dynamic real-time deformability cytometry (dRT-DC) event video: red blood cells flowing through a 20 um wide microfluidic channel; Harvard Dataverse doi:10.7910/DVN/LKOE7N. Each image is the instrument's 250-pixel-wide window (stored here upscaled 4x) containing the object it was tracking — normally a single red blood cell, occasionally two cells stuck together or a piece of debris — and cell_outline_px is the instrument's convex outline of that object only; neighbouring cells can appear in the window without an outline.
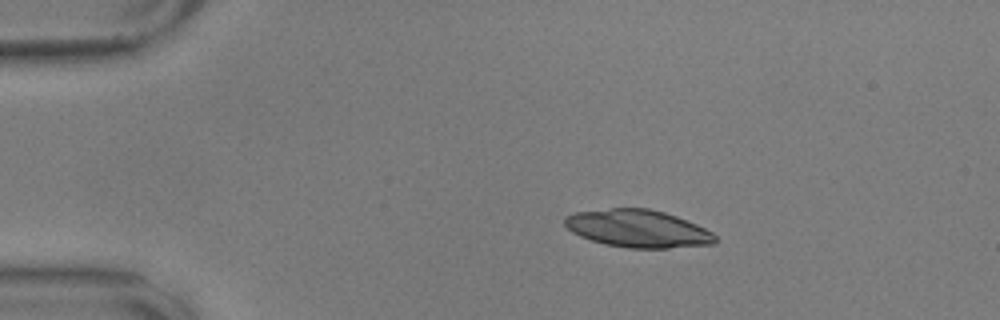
{"species": "common noctule bat (a hibernating species)", "species_latin": "Nyctalus noctula", "temperature_condition": "warm", "stored_images_in_passage": 48, "camera_frame_rate_fps": 3000, "um_per_image_px": 0.085, "animal": {"sex": "male", "body_mass_g": 17.9, "forearm_length_mm": 54.2}, "frame": {"image": 1, "passage_image": 2, "time_ms": 0.333, "image_size_px": [1000, 320], "cell_outline_px": [[716, 244], [668, 248], [628, 248], [604, 244], [580, 236], [572, 232], [564, 224], [564, 216], [576, 212], [612, 208], [648, 208], [664, 212], [676, 216], [696, 224], [712, 232], [716, 236]], "centroid_in_image_um": [54.22, 19.43], "position_along_channel_um": 30.8, "area_um2": 32.95}}